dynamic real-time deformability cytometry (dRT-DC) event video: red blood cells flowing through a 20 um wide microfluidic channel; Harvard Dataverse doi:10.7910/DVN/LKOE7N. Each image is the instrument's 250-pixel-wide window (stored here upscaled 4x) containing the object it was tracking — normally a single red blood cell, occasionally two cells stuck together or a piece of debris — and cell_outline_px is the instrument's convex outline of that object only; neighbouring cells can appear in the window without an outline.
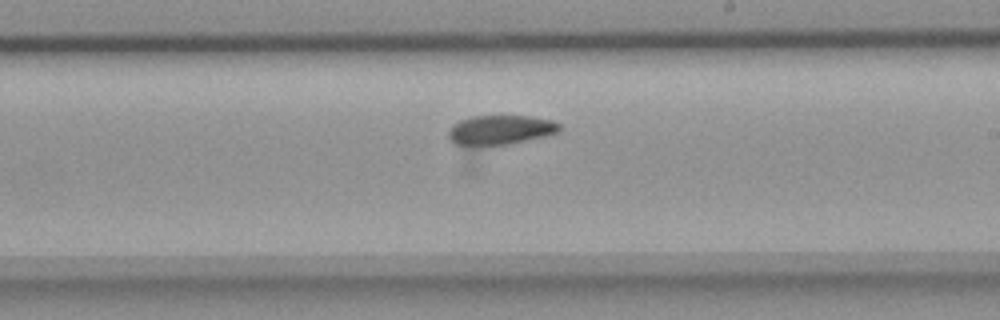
{"species": "common noctule bat (a hibernating species)", "species_latin": "Nyctalus noctula", "temperature_condition": "room temperature", "stored_images_in_passage": 58, "camera_frame_rate_fps": 3000, "um_per_image_px": 0.085, "animal": {"sex": "female", "body_mass_g": 18.4}, "frame": {"image": 1, "passage_image": 34, "time_ms": 11.0, "image_size_px": [1000, 320], "cell_outline_px": [[564, 128], [560, 132], [544, 136], [508, 144], [484, 148], [464, 148], [456, 144], [448, 136], [448, 132], [460, 120], [472, 116], [528, 116], [552, 120], [560, 124]], "centroid_in_image_um": [42.52, 11.09], "position_along_channel_um": 246.5, "area_um2": 19.65}}